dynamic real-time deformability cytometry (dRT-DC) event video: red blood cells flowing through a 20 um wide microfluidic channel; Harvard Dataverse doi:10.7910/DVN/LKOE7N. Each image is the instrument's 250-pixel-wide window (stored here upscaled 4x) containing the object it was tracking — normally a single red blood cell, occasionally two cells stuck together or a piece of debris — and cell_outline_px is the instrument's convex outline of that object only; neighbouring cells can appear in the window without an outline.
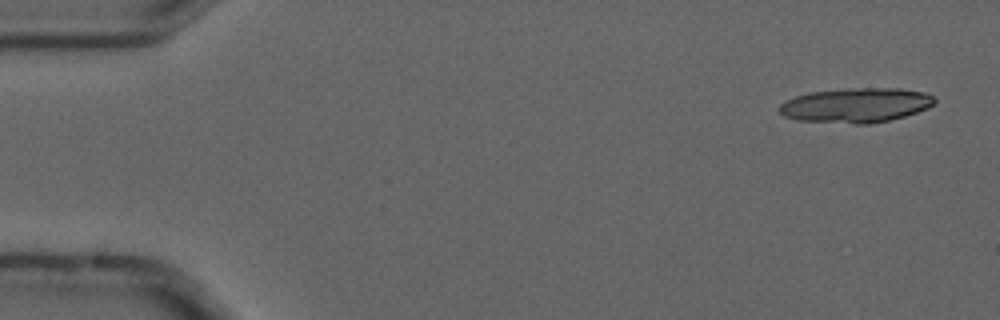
{"species": "common noctule bat (a hibernating species)", "species_latin": "Nyctalus noctula", "temperature_condition": "cold", "stored_images_in_passage": 7, "segment_of_instrument_passage": [1, 2], "camera_frame_rate_fps": 3000, "um_per_image_px": 0.085, "animal": {"sex": "male", "forearm_length_mm": 52.5}, "frame": {"image": 1, "passage_image": 1, "time_ms": 0.0, "image_size_px": [1000, 320], "cell_outline_px": [[936, 100], [928, 108], [904, 116], [888, 120], [868, 124], [856, 124], [796, 120], [784, 116], [780, 112], [780, 104], [784, 100], [808, 92], [848, 88], [900, 88], [924, 92], [932, 96]], "centroid_in_image_um": [72.73, 8.94], "position_along_channel_um": 12.3, "area_um2": 31.33}}